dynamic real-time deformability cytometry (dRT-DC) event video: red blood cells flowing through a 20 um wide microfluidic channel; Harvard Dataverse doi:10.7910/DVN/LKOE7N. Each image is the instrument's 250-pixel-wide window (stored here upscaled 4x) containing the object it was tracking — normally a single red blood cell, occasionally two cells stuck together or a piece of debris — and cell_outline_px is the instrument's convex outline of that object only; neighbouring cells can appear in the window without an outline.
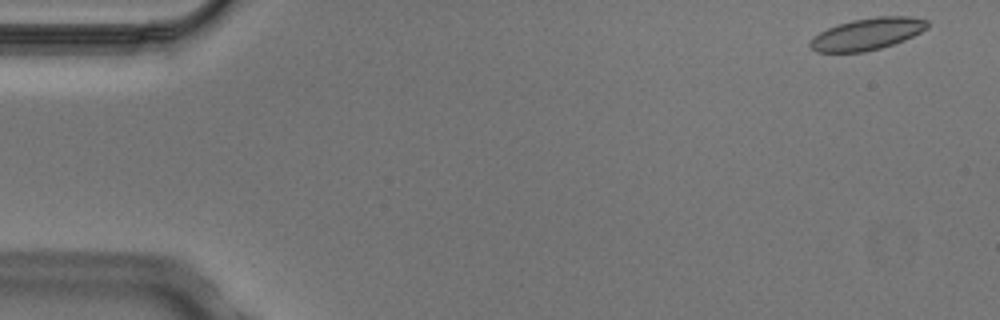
{"species": "Egyptian fruit bat (a non-hibernating species)", "species_latin": "Rousettus aegyptiacus", "temperature_condition": "cold", "stored_images_in_passage": 6, "segment_of_instrument_passage": [2, 2], "camera_frame_rate_fps": 3000, "um_per_image_px": 0.085, "animal": {"sex": "male"}, "frame": {"image": 1, "passage_image": 6, "time_ms": 1.667, "image_size_px": [1000, 320], "cell_outline_px": [[928, 28], [904, 40], [880, 48], [864, 52], [816, 52], [808, 44], [812, 36], [836, 24], [852, 20], [876, 16], [912, 16], [928, 20]], "centroid_in_image_um": [73.7, 2.88], "position_along_channel_um": 11.3, "area_um2": 21.85}}